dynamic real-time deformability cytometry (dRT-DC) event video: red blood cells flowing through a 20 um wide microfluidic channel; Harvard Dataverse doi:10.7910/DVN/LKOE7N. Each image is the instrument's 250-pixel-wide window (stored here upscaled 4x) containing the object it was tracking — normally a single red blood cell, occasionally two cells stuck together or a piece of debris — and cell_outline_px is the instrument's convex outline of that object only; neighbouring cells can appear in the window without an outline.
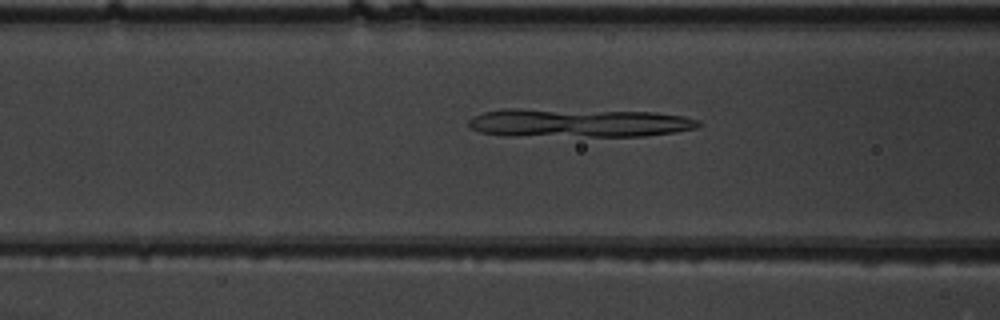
{"species": "common noctule bat (a hibernating species)", "species_latin": "Nyctalus noctula", "temperature_condition": "warm", "stored_images_in_passage": 52, "camera_frame_rate_fps": 3000, "um_per_image_px": 0.085, "animal": {"sex": "male", "body_mass_g": 19.5, "forearm_length_mm": 54.6}, "frame": {"image": 1, "passage_image": 21, "time_ms": 6.667, "image_size_px": [1000, 320], "cell_outline_px": [[700, 124], [696, 128], [676, 132], [644, 136], [508, 136], [480, 132], [472, 128], [468, 124], [468, 120], [472, 116], [484, 112], [504, 108], [520, 108], [656, 112], [684, 116], [700, 120]], "centroid_in_image_um": [49.16, 10.44], "position_along_channel_um": 117.4, "area_um2": 38.84}}
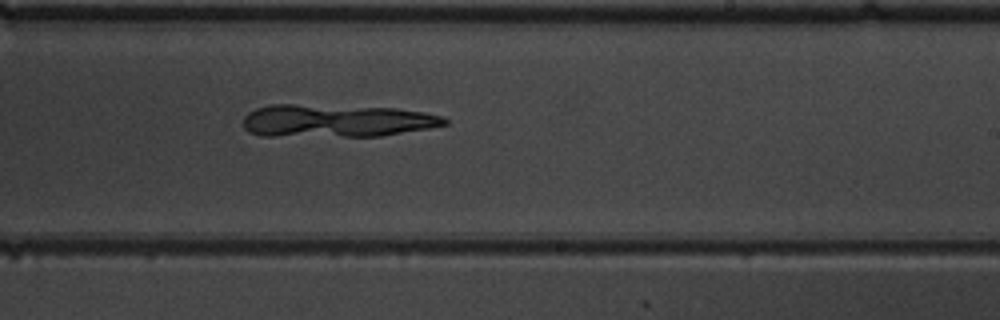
{"frame": {"image": 2, "passage_image": 32, "time_ms": 10.333, "image_size_px": [1000, 320], "cell_outline_px": [[448, 124], [428, 128], [380, 136], [264, 136], [248, 132], [244, 128], [244, 116], [248, 112], [256, 108], [268, 104], [296, 104], [396, 108], [424, 112], [440, 116], [448, 120]], "centroid_in_image_um": [28.54, 10.26], "position_along_channel_um": 260.5, "area_um2": 38.49}}
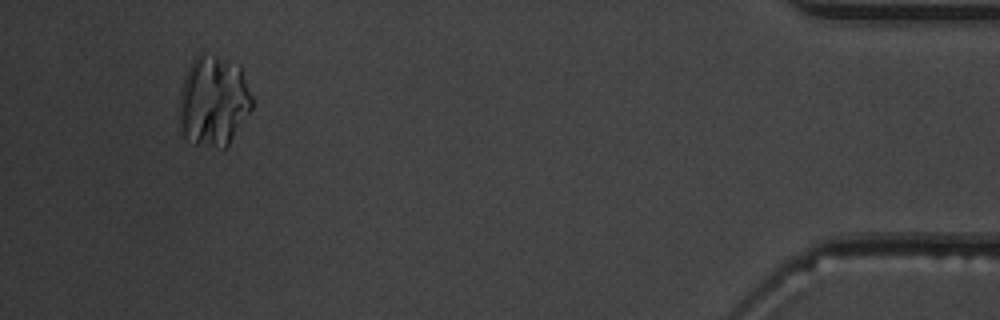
{"frame": {"image": 3, "passage_image": 49, "time_ms": 16.0, "image_size_px": [1000, 320], "cell_outline_px": [[252, 108], [228, 144], [224, 148], [192, 144], [184, 136], [180, 128], [180, 92], [184, 76], [192, 60], [200, 52], [204, 52], [240, 64], [252, 96]], "centroid_in_image_um": [18.14, 8.56], "position_along_channel_um": 417.1, "area_um2": 38.61}}